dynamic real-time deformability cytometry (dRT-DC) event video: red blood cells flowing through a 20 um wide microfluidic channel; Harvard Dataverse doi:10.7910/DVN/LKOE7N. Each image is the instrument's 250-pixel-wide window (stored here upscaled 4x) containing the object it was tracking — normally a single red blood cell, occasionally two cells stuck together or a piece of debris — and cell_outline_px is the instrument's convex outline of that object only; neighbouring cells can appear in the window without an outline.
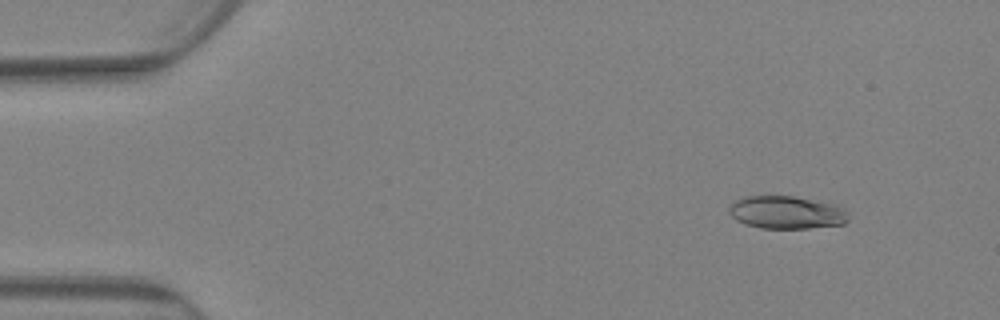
{"species": "Egyptian fruit bat (a non-hibernating species)", "species_latin": "Rousettus aegyptiacus", "temperature_condition": "warm", "stored_images_in_passage": 84, "camera_frame_rate_fps": 3000, "um_per_image_px": 0.085, "animal": {"sex": "female"}, "frame": {"image": 1, "passage_image": 9, "time_ms": 2.667, "image_size_px": [1000, 320], "cell_outline_px": [[848, 220], [844, 224], [808, 228], [760, 228], [744, 224], [736, 220], [728, 212], [728, 208], [736, 200], [744, 196], [792, 196], [840, 204], [848, 212]], "centroid_in_image_um": [66.89, 18.05], "position_along_channel_um": 18.1, "area_um2": 23.12}}
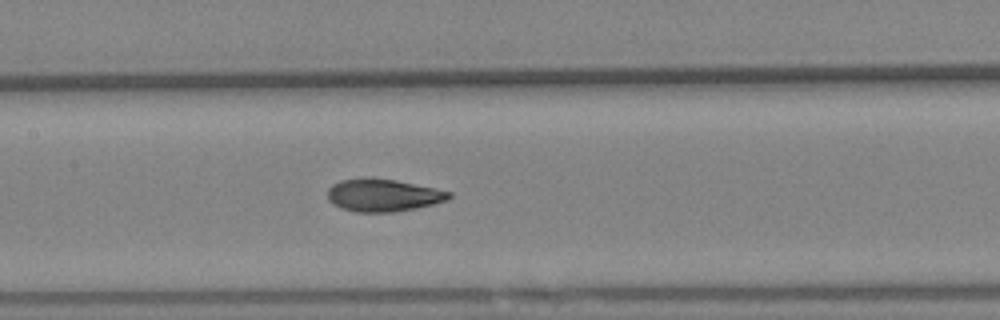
{"frame": {"image": 2, "passage_image": 41, "time_ms": 13.333, "image_size_px": [1000, 320], "cell_outline_px": [[452, 196], [448, 200], [416, 208], [396, 212], [356, 212], [340, 208], [332, 204], [328, 200], [328, 188], [332, 184], [340, 180], [396, 180], [452, 192]], "centroid_in_image_um": [32.57, 16.63], "position_along_channel_um": 174.8, "area_um2": 22.54}}
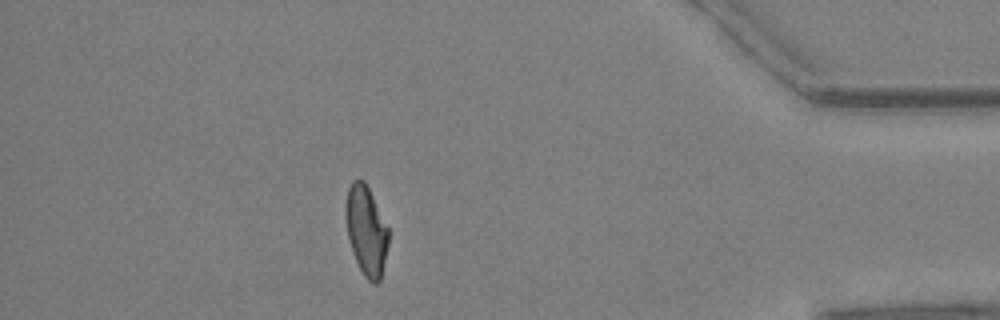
{"frame": {"image": 3, "passage_image": 74, "time_ms": 24.333, "image_size_px": [1000, 320], "cell_outline_px": [[388, 244], [380, 280], [376, 284], [372, 284], [364, 276], [356, 260], [348, 236], [344, 216], [344, 208], [348, 188], [352, 180], [364, 180], [388, 228]], "centroid_in_image_um": [31.11, 19.59], "position_along_channel_um": 404.1, "area_um2": 22.02}, "authors_computed_cell_mechanics": {"area_um2": 22.8888, "velocity_mm_per_s": 2.4687, "shape_relaxation_time_tau1_ms": null, "shape_relaxation_time_tau2_ms": 2.0971, "deformation_change_tau1": null, "deformation_change_tau2": 0.0773}}